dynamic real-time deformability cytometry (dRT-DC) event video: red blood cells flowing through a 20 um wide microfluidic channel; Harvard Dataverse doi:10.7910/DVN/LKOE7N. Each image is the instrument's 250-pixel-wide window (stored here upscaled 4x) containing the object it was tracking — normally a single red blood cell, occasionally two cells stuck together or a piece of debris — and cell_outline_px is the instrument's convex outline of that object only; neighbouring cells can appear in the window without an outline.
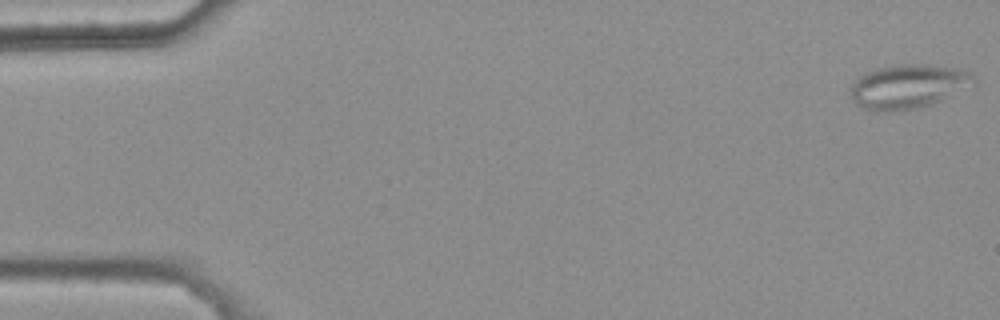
{"species": "common noctule bat (a hibernating species)", "species_latin": "Nyctalus noctula", "temperature_condition": "warm", "stored_images_in_passage": 48, "camera_frame_rate_fps": 3000, "um_per_image_px": 0.085, "animal": {"sex": "female", "body_mass_g": 25.1}, "frame": {"image": 1, "passage_image": 1, "time_ms": 0.0, "image_size_px": [1000, 320], "cell_outline_px": [[976, 80], [940, 100], [932, 104], [916, 108], [884, 112], [876, 112], [860, 108], [852, 100], [852, 84], [864, 72], [876, 68], [900, 64], [928, 64], [960, 68], [972, 72], [976, 76]], "centroid_in_image_um": [77.14, 7.33], "position_along_channel_um": 7.9, "area_um2": 31.5}}
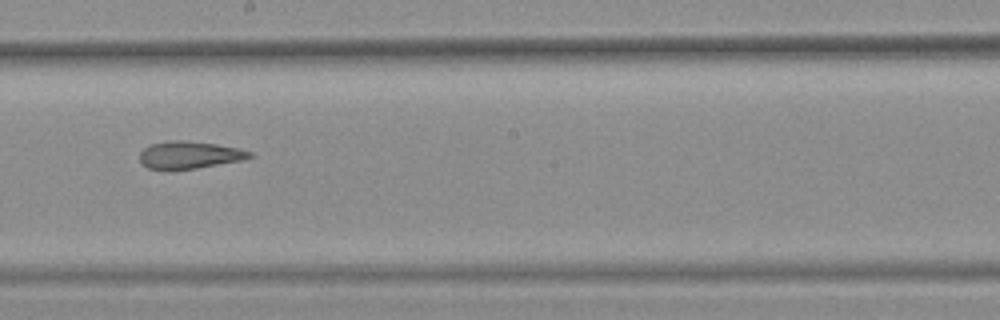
{"frame": {"image": 2, "passage_image": 30, "time_ms": 9.667, "image_size_px": [1000, 320], "cell_outline_px": [[252, 156], [240, 160], [196, 168], [148, 168], [140, 160], [140, 152], [144, 148], [152, 144], [168, 140], [188, 140], [216, 144], [240, 148], [252, 152]], "centroid_in_image_um": [16.11, 13.13], "position_along_channel_um": 232.1, "area_um2": 17.11}}
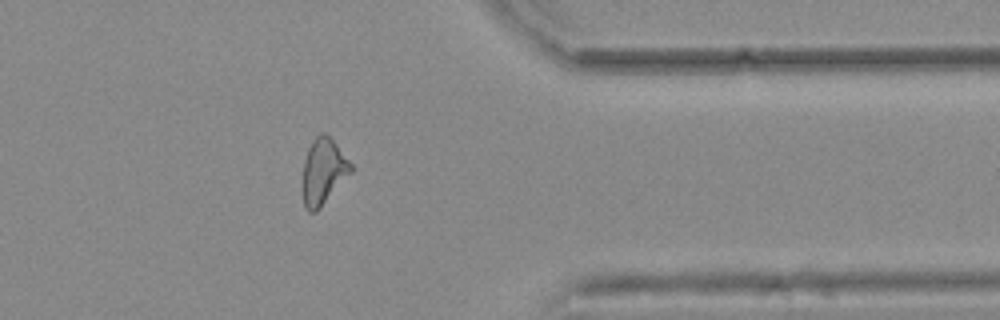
{"frame": {"image": 3, "passage_image": 43, "time_ms": 14.0, "image_size_px": [1000, 320], "cell_outline_px": [[352, 172], [320, 208], [316, 212], [308, 212], [304, 204], [300, 188], [300, 180], [304, 160], [308, 148], [312, 140], [320, 132], [324, 132], [336, 144], [352, 164]], "centroid_in_image_um": [27.43, 14.6], "position_along_channel_um": 384.0, "area_um2": 18.96}, "authors_computed_cell_mechanics": {"area_um2": 19.0451, "velocity_mm_per_s": 3.8012, "shape_relaxation_time_tau1_ms": null, "shape_relaxation_time_tau2_ms": 3.8692, "deformation_change_tau1": null, "deformation_change_tau2": 0.1291}}